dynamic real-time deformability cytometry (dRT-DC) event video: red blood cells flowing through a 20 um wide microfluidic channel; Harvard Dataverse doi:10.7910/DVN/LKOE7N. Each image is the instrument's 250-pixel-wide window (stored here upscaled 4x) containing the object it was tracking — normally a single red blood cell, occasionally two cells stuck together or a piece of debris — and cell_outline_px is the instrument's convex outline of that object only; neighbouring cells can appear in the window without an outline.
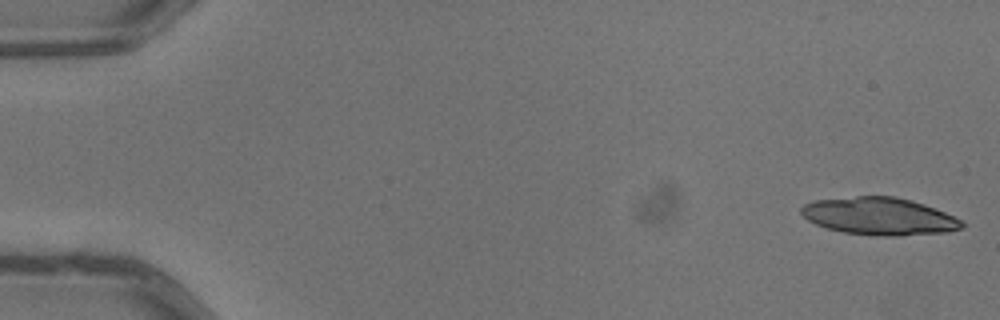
{"species": "common noctule bat (a hibernating species)", "species_latin": "Nyctalus noctula", "temperature_condition": "warm", "stored_images_in_passage": 6, "camera_frame_rate_fps": 3000, "um_per_image_px": 0.085, "animal": {"sex": "male", "body_mass_g": 13.3}, "frame": {"image": 1, "passage_image": 1, "time_ms": 0.0, "image_size_px": [1000, 320], "cell_outline_px": [[964, 228], [948, 232], [900, 236], [876, 236], [844, 232], [828, 228], [816, 224], [808, 220], [800, 212], [800, 208], [804, 204], [816, 200], [856, 196], [896, 196], [912, 200], [924, 204], [944, 212], [960, 220], [964, 224]], "centroid_in_image_um": [74.75, 18.38], "position_along_channel_um": 10.2, "area_um2": 35.08}}
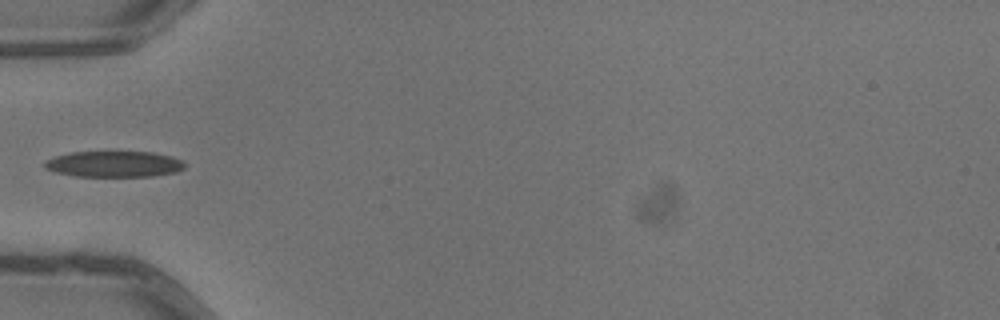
{"frame": {"image": 2, "passage_image": 5, "time_ms": 1.333, "image_size_px": [1000, 320], "cell_outline_px": [[184, 168], [176, 172], [152, 176], [76, 176], [56, 172], [44, 168], [44, 160], [56, 156], [72, 152], [152, 152], [172, 156], [184, 160]], "centroid_in_image_um": [9.71, 13.94], "position_along_channel_um": 75.3, "area_um2": 21.21}}
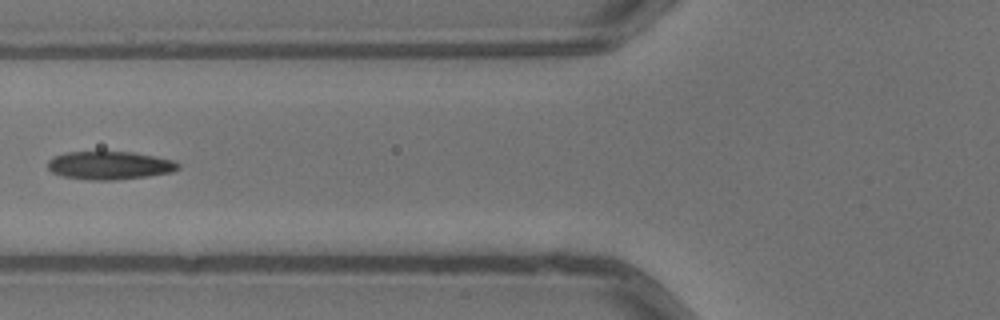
{"frame": {"image": 3, "passage_image": 6, "time_ms": 1.667, "image_size_px": [1000, 320], "cell_outline_px": [[180, 168], [172, 172], [148, 176], [116, 180], [88, 180], [64, 176], [52, 172], [48, 168], [48, 160], [52, 156], [64, 152], [132, 152], [176, 160], [180, 164]], "centroid_in_image_um": [9.33, 14.06], "position_along_channel_um": 116.5, "area_um2": 21.56}}